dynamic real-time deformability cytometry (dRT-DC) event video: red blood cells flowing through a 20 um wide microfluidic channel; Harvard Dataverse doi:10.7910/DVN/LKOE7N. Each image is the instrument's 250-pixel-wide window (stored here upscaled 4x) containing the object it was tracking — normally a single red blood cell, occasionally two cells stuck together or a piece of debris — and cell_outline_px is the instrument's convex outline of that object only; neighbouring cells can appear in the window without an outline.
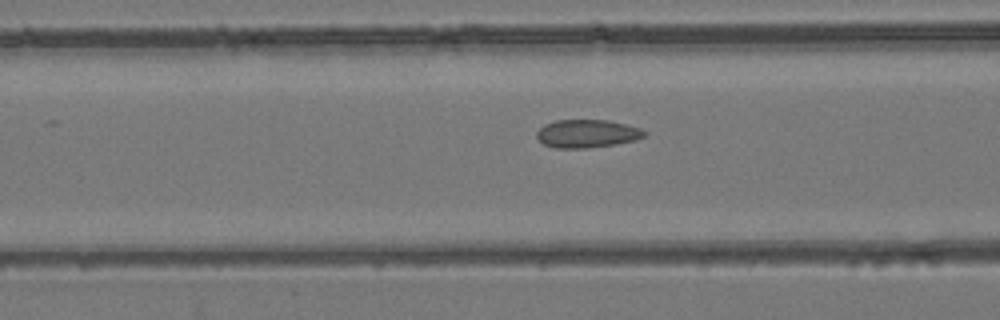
{"species": "common noctule bat (a hibernating species)", "species_latin": "Nyctalus noctula", "temperature_condition": "room temperature", "stored_images_in_passage": 54, "camera_frame_rate_fps": 3000, "um_per_image_px": 0.085, "animal": {"sex": "female", "body_mass_g": 24.6, "forearm_length_mm": 56.2}, "frame": {"image": 1, "passage_image": 22, "time_ms": 7.0, "image_size_px": [1000, 320], "cell_outline_px": [[648, 136], [636, 140], [616, 144], [588, 148], [556, 148], [544, 144], [536, 136], [536, 132], [544, 124], [556, 120], [608, 120], [640, 128], [648, 132]], "centroid_in_image_um": [49.93, 11.36], "position_along_channel_um": 116.7, "area_um2": 17.74}}
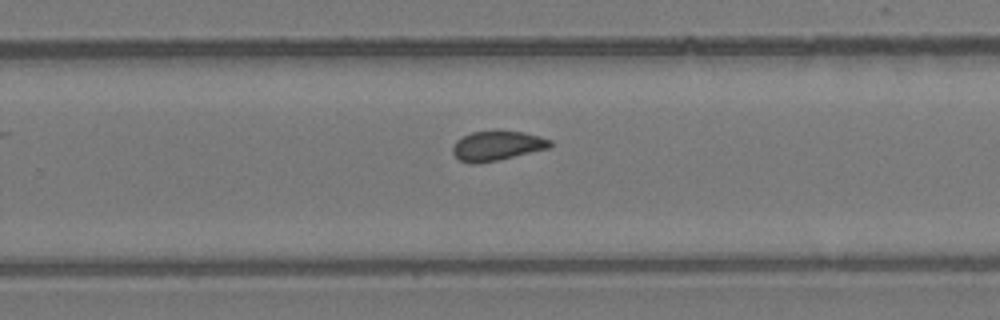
{"frame": {"image": 2, "passage_image": 35, "time_ms": 11.333, "image_size_px": [1000, 320], "cell_outline_px": [[552, 148], [500, 160], [476, 164], [468, 164], [460, 160], [452, 152], [452, 144], [456, 140], [472, 132], [524, 132], [540, 136], [552, 140]], "centroid_in_image_um": [42.28, 12.42], "position_along_channel_um": 287.5, "area_um2": 16.94}}
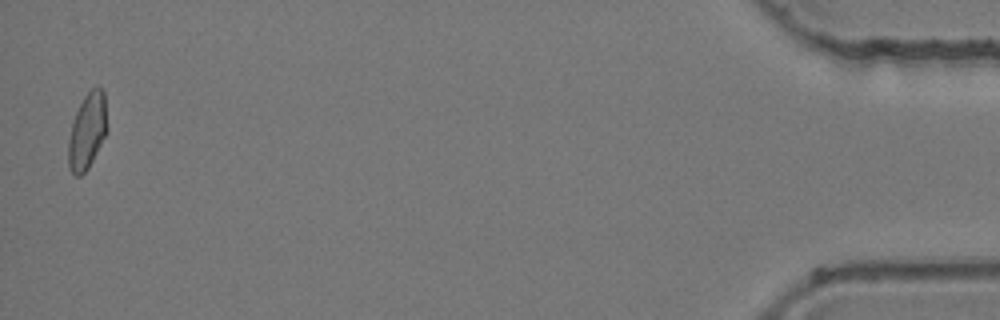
{"frame": {"image": 3, "passage_image": 53, "time_ms": 17.333, "image_size_px": [1000, 320], "cell_outline_px": [[108, 132], [88, 168], [80, 176], [76, 176], [68, 168], [68, 144], [72, 124], [76, 112], [84, 96], [92, 88], [100, 88], [104, 92], [108, 128]], "centroid_in_image_um": [7.43, 11.16], "position_along_channel_um": 427.8, "area_um2": 17.17}, "authors_computed_cell_mechanics": {"area_um2": 17.3689, "velocity_mm_per_s": 3.9447, "shape_relaxation_time_tau1_ms": null, "shape_relaxation_time_tau2_ms": 1.7206, "deformation_change_tau1": null, "deformation_change_tau2": 0.0524}}